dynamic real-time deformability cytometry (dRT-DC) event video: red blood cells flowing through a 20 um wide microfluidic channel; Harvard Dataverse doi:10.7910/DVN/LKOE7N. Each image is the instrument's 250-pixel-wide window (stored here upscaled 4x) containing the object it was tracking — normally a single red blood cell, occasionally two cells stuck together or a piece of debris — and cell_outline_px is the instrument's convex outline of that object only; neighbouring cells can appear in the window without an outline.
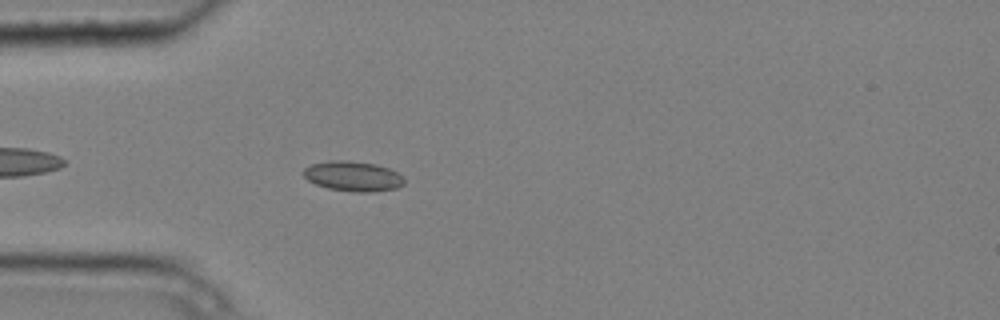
{"species": "common noctule bat (a hibernating species)", "species_latin": "Nyctalus noctula", "temperature_condition": "cold", "stored_images_in_passage": 4, "camera_frame_rate_fps": 3000, "um_per_image_px": 0.085, "animal": {"sex": "male", "body_mass_g": 20.4}, "frame": {"image": 1, "passage_image": 4, "time_ms": 1.0, "image_size_px": [1000, 320], "cell_outline_px": [[404, 184], [396, 188], [376, 192], [356, 192], [328, 188], [316, 184], [308, 180], [304, 176], [304, 168], [312, 164], [328, 160], [348, 160], [376, 164], [388, 168], [404, 176]], "centroid_in_image_um": [30.02, 14.97], "position_along_channel_um": 55.0, "area_um2": 17.69}}